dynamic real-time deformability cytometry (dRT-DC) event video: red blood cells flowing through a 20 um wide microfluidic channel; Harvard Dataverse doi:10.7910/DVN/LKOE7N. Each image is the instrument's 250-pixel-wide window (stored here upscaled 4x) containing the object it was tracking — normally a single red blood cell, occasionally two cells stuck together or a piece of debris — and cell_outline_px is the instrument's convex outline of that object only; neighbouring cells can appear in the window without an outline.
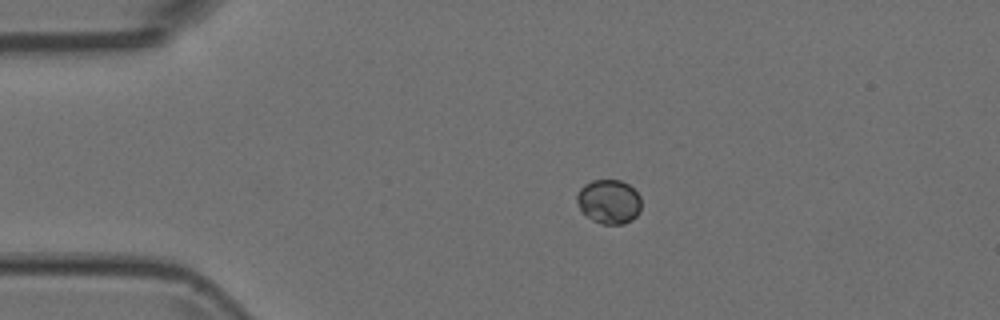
{"species": "Egyptian fruit bat (a non-hibernating species)", "species_latin": "Rousettus aegyptiacus", "temperature_condition": "room temperature", "stored_images_in_passage": 6, "camera_frame_rate_fps": 3000, "um_per_image_px": 0.085, "animal": {"sex": "female"}, "frame": {"image": 1, "passage_image": 2, "time_ms": 0.333, "image_size_px": [1000, 320], "cell_outline_px": [[640, 212], [632, 220], [624, 224], [600, 224], [592, 220], [580, 212], [576, 200], [576, 196], [580, 188], [584, 184], [592, 180], [620, 180], [628, 184], [640, 196]], "centroid_in_image_um": [51.73, 17.15], "position_along_channel_um": 33.3, "area_um2": 16.82}}
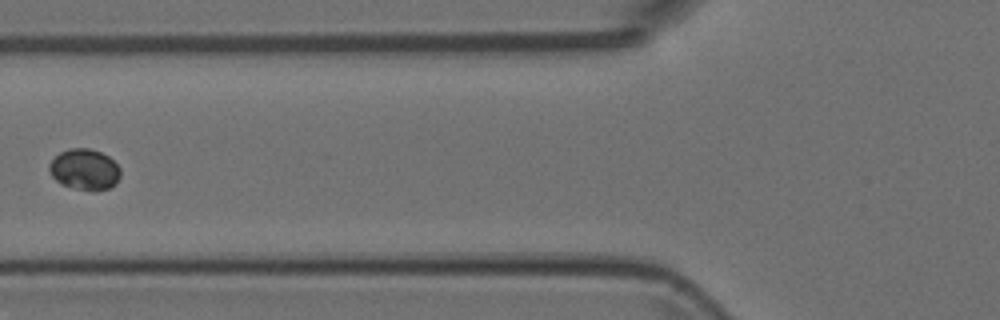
{"frame": {"image": 2, "passage_image": 5, "time_ms": 1.333, "image_size_px": [1000, 320], "cell_outline_px": [[120, 176], [116, 184], [108, 188], [96, 192], [92, 192], [60, 184], [52, 176], [48, 168], [48, 164], [60, 152], [68, 148], [88, 148], [100, 152], [108, 156], [120, 168]], "centroid_in_image_um": [7.19, 14.42], "position_along_channel_um": 118.6, "area_um2": 17.11}}
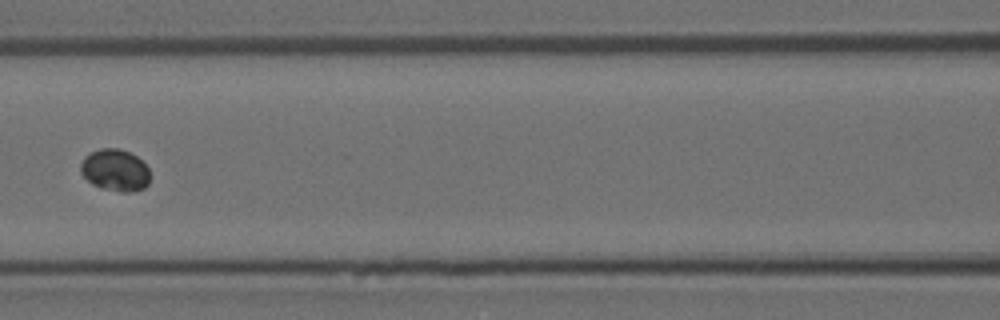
{"frame": {"image": 3, "passage_image": 6, "time_ms": 1.667, "image_size_px": [1000, 320], "cell_outline_px": [[152, 176], [148, 184], [144, 188], [132, 192], [120, 192], [100, 188], [92, 184], [80, 172], [80, 164], [84, 156], [100, 148], [120, 148], [136, 156], [148, 168]], "centroid_in_image_um": [9.8, 14.48], "position_along_channel_um": 156.8, "area_um2": 17.17}}